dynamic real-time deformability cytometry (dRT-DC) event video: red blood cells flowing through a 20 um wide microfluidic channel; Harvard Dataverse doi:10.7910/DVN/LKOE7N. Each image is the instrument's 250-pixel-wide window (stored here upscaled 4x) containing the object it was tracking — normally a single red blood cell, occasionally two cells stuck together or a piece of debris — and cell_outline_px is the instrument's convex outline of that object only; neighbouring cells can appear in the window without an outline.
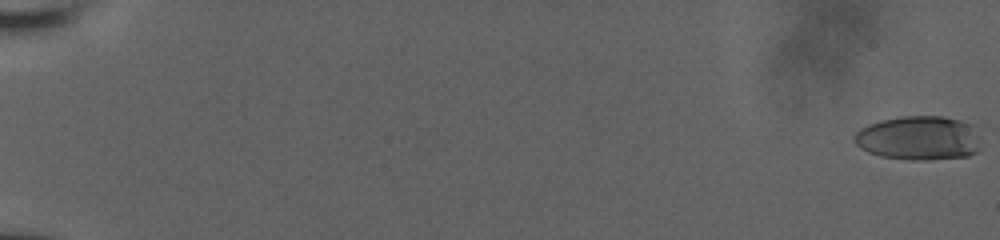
{"species": "human", "species_latin": "Homo sapiens", "temperature_condition": "room temperature", "stored_images_in_passage": 11, "camera_frame_rate_fps": 3000, "um_per_image_px": 0.085, "donor": {"sex": "male"}, "frame": {"image": 1, "passage_image": 1, "time_ms": 0.0, "image_size_px": [1000, 240], "cell_outline_px": [[976, 152], [968, 156], [920, 160], [916, 160], [880, 156], [868, 152], [860, 148], [852, 140], [852, 136], [860, 128], [868, 124], [880, 120], [900, 116], [940, 116], [960, 120], [972, 124], [976, 148]], "centroid_in_image_um": [77.97, 11.72], "position_along_channel_um": 7.0, "area_um2": 32.14}}